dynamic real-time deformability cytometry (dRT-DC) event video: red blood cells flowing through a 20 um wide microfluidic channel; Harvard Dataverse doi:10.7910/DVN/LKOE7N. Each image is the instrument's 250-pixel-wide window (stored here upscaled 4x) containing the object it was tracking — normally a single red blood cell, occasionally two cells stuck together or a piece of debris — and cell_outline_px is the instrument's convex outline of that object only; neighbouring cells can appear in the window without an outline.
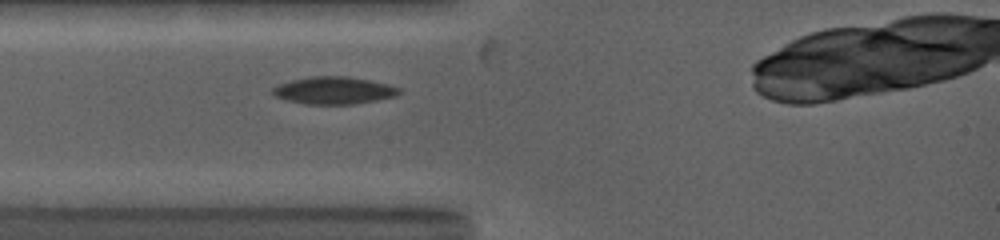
{"species": "common noctule bat (a hibernating species)", "species_latin": "Nyctalus noctula", "temperature_condition": "warm", "stored_images_in_passage": 2, "camera_frame_rate_fps": 5000, "um_per_image_px": 0.085, "animal": {"sex": "female", "body_mass_g": 19.0, "forearm_length_mm": 53.3}, "frame": {"image": 1, "passage_image": 2, "time_ms": 0.6, "image_size_px": [1000, 240], "cell_outline_px": [[400, 92], [396, 96], [376, 100], [352, 104], [304, 104], [284, 100], [276, 96], [272, 92], [272, 88], [280, 84], [292, 80], [312, 76], [348, 76], [388, 84], [400, 88]], "centroid_in_image_um": [28.36, 7.69], "position_along_channel_um": 56.6, "area_um2": 20.06}}